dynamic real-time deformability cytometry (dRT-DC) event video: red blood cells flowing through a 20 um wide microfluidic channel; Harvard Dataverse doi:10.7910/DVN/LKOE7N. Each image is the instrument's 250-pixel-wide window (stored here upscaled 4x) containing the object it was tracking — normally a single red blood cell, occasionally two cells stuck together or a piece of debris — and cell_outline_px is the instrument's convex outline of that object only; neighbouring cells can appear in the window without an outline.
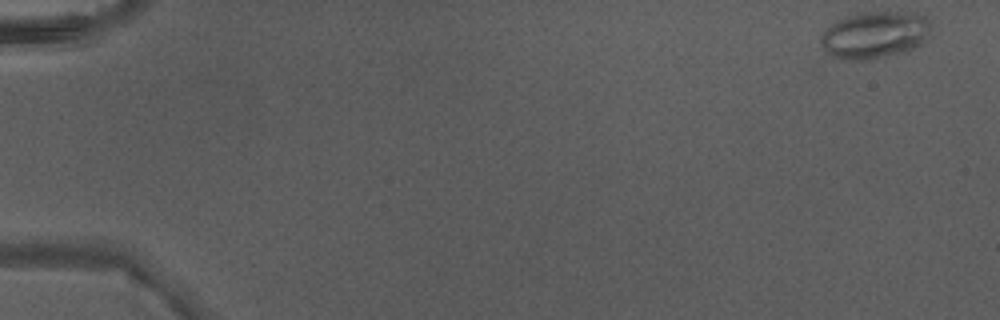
{"species": "Egyptian fruit bat (a non-hibernating species)", "species_latin": "Rousettus aegyptiacus", "temperature_condition": "warm", "stored_images_in_passage": 5, "camera_frame_rate_fps": 3000, "um_per_image_px": 0.085, "animal": {"sex": "male"}, "frame": {"image": 1, "passage_image": 1, "time_ms": 0.0, "image_size_px": [1000, 320], "cell_outline_px": [[928, 40], [912, 48], [900, 52], [868, 60], [848, 60], [832, 56], [820, 44], [820, 36], [836, 20], [844, 16], [860, 12], [916, 12], [928, 16]], "centroid_in_image_um": [74.34, 2.94], "position_along_channel_um": 10.7, "area_um2": 30.11}}